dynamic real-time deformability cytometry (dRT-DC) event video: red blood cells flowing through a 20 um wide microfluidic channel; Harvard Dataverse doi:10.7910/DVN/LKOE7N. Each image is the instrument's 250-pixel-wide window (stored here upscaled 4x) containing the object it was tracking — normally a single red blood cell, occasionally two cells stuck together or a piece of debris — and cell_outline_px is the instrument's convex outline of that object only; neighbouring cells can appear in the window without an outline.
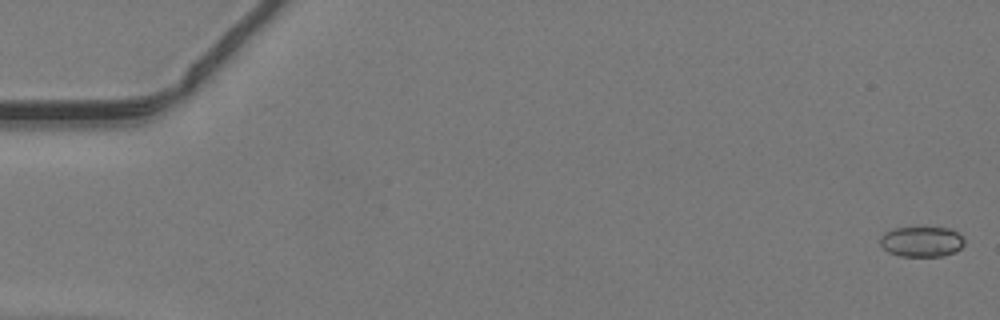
{"species": "common noctule bat (a hibernating species)", "species_latin": "Nyctalus noctula", "temperature_condition": "warm", "stored_images_in_passage": 16, "camera_frame_rate_fps": 3000, "um_per_image_px": 0.085, "animal": {"sex": "male", "body_mass_g": 19.2, "forearm_length_mm": 51.8}, "frame": {"image": 1, "passage_image": 1, "time_ms": 0.0, "image_size_px": [1000, 320], "cell_outline_px": [[964, 244], [956, 252], [940, 256], [900, 256], [888, 252], [880, 244], [880, 236], [884, 232], [896, 228], [948, 228], [956, 232], [964, 240]], "centroid_in_image_um": [78.31, 20.55], "position_along_channel_um": 6.7, "area_um2": 14.74}}
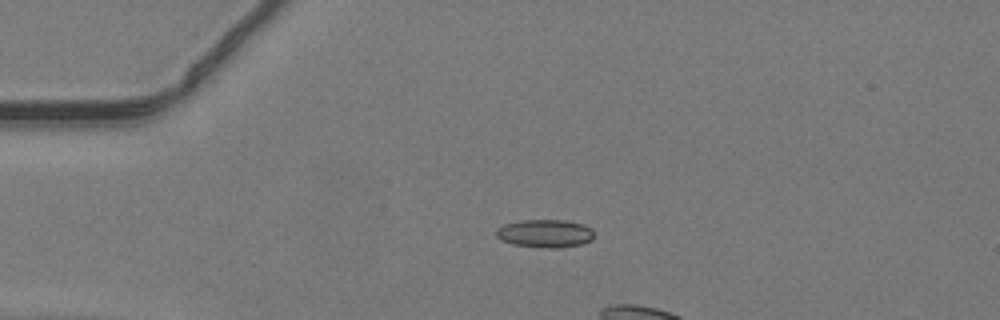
{"frame": {"image": 2, "passage_image": 12, "time_ms": 3.667, "image_size_px": [1000, 320], "cell_outline_px": [[592, 240], [580, 244], [560, 248], [544, 248], [512, 244], [500, 240], [496, 236], [496, 228], [504, 224], [520, 220], [564, 220], [584, 224], [592, 228]], "centroid_in_image_um": [46.3, 19.84], "position_along_channel_um": 38.7, "area_um2": 16.13}}